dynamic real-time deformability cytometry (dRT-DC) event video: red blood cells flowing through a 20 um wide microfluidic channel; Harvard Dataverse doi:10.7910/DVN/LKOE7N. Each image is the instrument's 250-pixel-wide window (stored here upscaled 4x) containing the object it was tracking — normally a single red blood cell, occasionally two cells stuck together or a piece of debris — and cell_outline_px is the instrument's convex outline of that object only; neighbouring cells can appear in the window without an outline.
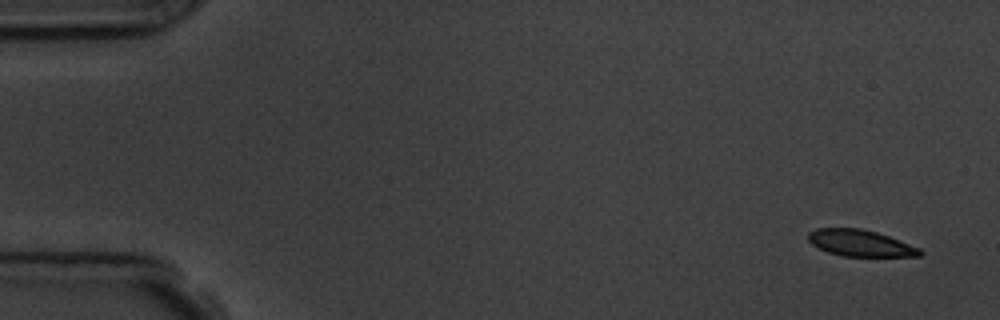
{"species": "common noctule bat (a hibernating species)", "species_latin": "Nyctalus noctula", "temperature_condition": "room temperature", "stored_images_in_passage": 5, "camera_frame_rate_fps": 3000, "um_per_image_px": 0.085, "animal": {"sex": "male", "body_mass_g": 19.5, "forearm_length_mm": 54.6}, "frame": {"image": 1, "passage_image": 1, "time_ms": 0.0, "image_size_px": [1000, 320], "cell_outline_px": [[924, 252], [920, 256], [844, 256], [828, 252], [812, 244], [808, 240], [808, 232], [816, 228], [860, 228], [876, 232], [888, 236], [920, 248]], "centroid_in_image_um": [73.12, 20.66], "position_along_channel_um": 11.9, "area_um2": 17.11}}